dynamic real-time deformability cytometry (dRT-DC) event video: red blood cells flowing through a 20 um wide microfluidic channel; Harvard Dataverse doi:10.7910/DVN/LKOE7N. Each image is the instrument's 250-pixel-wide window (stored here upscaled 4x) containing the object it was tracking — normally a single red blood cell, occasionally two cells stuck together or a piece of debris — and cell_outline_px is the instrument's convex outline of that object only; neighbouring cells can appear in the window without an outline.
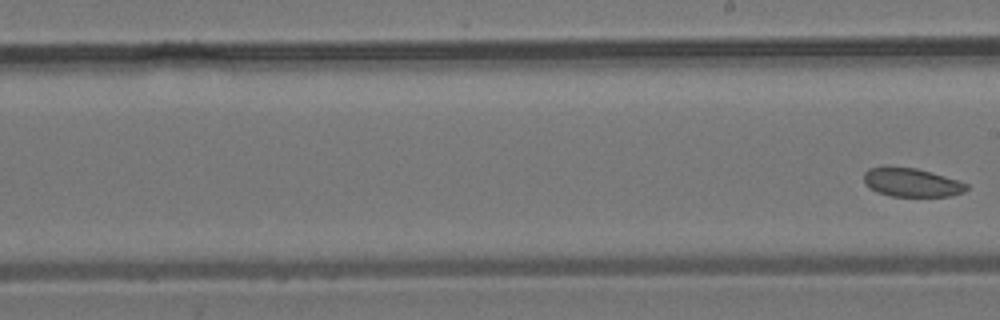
{"species": "common noctule bat (a hibernating species)", "species_latin": "Nyctalus noctula", "temperature_condition": "room temperature", "stored_images_in_passage": 10, "segment_of_instrument_passage": [2, 2], "camera_frame_rate_fps": 3000, "um_per_image_px": 0.085, "animal": {"sex": "male", "body_mass_g": 19.2, "forearm_length_mm": 51.8}, "frame": {"image": 1, "passage_image": 10, "time_ms": 11.0, "image_size_px": [1000, 320], "cell_outline_px": [[968, 188], [964, 192], [948, 196], [892, 196], [876, 192], [864, 184], [864, 172], [868, 168], [884, 164], [888, 164], [916, 168], [960, 180], [968, 184]], "centroid_in_image_um": [77.43, 15.47], "position_along_channel_um": 211.6, "area_um2": 17.69}}